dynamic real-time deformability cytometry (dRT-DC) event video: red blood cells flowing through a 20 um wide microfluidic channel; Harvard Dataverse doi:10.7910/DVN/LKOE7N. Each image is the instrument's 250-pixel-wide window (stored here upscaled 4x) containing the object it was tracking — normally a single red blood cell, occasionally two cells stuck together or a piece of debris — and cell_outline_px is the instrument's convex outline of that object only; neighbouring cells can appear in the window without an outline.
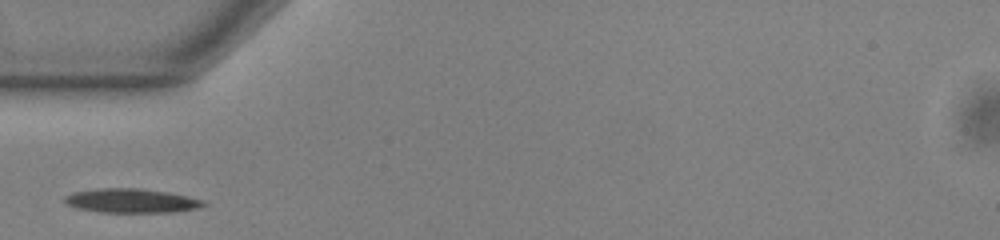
{"species": "common noctule bat (a hibernating species)", "species_latin": "Nyctalus noctula", "temperature_condition": "warm", "stored_images_in_passage": 26, "camera_frame_rate_fps": 3000, "um_per_image_px": 0.085, "animal": {"sex": "male", "body_mass_g": 13.0, "forearm_length_mm": 53.1}, "frame": {"image": 1, "passage_image": 1, "time_ms": 0.0, "image_size_px": [1000, 240], "cell_outline_px": [[208, 204], [200, 208], [172, 212], [100, 212], [76, 208], [64, 204], [64, 196], [72, 192], [96, 188], [136, 188], [168, 192], [188, 196], [204, 200]], "centroid_in_image_um": [11.15, 17.06], "position_along_channel_um": 73.9, "area_um2": 19.77}}
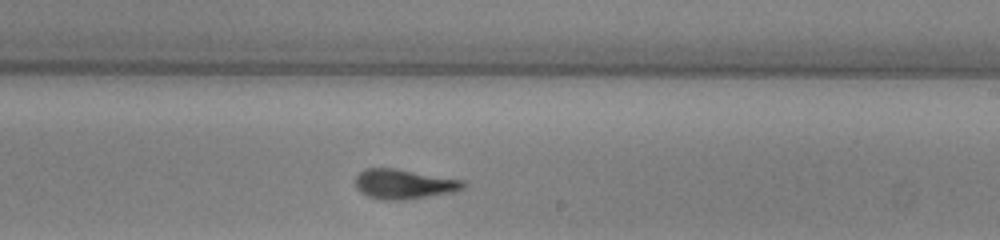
{"frame": {"image": 2, "passage_image": 15, "time_ms": 4.667, "image_size_px": [1000, 240], "cell_outline_px": [[468, 184], [464, 188], [456, 192], [400, 200], [384, 200], [368, 196], [360, 192], [356, 188], [356, 176], [364, 168], [396, 168], [464, 180]], "centroid_in_image_um": [34.36, 15.64], "position_along_channel_um": 254.6, "area_um2": 18.84}}
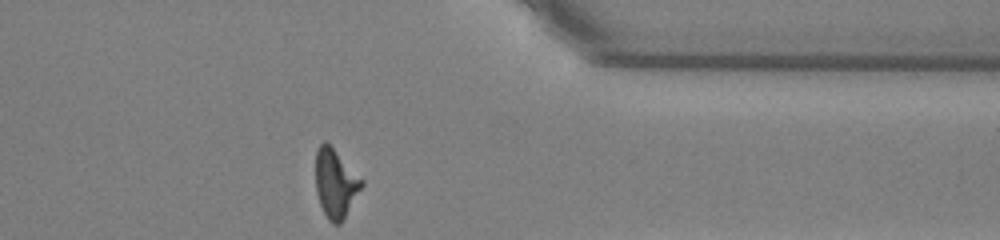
{"frame": {"image": 3, "passage_image": 26, "time_ms": 8.333, "image_size_px": [1000, 240], "cell_outline_px": [[364, 184], [344, 220], [340, 224], [332, 224], [328, 220], [320, 204], [316, 192], [316, 148], [324, 140], [364, 180]], "centroid_in_image_um": [28.53, 15.62], "position_along_channel_um": 382.9, "area_um2": 18.38}}